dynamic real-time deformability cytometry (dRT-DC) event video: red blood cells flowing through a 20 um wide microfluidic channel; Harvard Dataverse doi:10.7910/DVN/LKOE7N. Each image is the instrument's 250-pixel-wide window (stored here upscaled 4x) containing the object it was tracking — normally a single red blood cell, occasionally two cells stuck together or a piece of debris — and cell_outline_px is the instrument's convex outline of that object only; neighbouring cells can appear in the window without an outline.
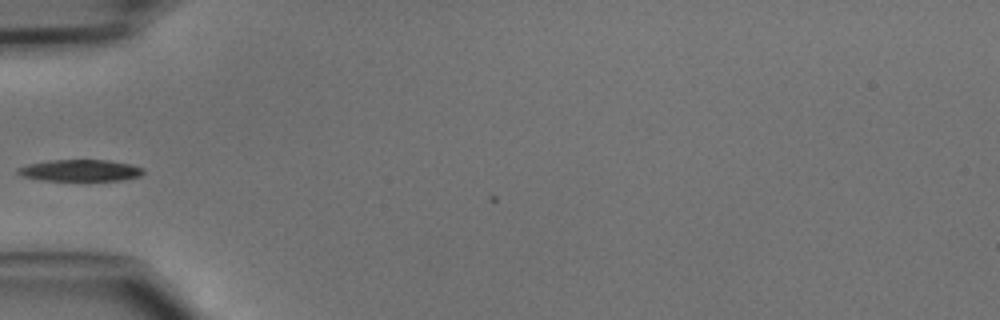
{"species": "common noctule bat (a hibernating species)", "species_latin": "Nyctalus noctula", "temperature_condition": "cold", "stored_images_in_passage": 2, "camera_frame_rate_fps": 3000, "um_per_image_px": 0.085, "animal": {"sex": "male", "body_mass_g": 15.6}, "frame": {"image": 1, "passage_image": 1, "time_ms": 0.0, "image_size_px": [1000, 320], "cell_outline_px": [[144, 172], [140, 176], [120, 180], [40, 180], [20, 176], [16, 172], [16, 168], [28, 164], [48, 160], [108, 160], [132, 164], [144, 168]], "centroid_in_image_um": [6.79, 14.48], "position_along_channel_um": 78.2, "area_um2": 15.9}}